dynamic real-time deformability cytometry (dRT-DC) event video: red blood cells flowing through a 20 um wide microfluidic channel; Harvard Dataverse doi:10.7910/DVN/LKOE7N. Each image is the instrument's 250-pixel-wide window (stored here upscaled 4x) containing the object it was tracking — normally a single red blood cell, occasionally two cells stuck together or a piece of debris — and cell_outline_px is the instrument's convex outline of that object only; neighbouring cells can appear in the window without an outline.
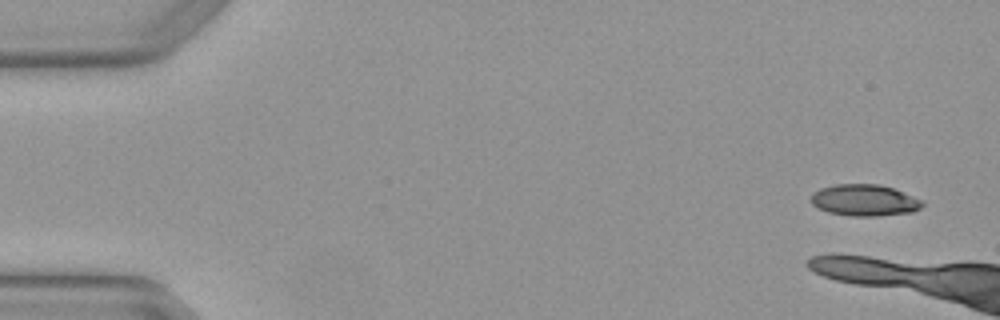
{"species": "Egyptian fruit bat (a non-hibernating species)", "species_latin": "Rousettus aegyptiacus", "temperature_condition": "warm", "stored_images_in_passage": 3, "segment_of_instrument_passage": [2, 2], "camera_frame_rate_fps": 3000, "um_per_image_px": 0.085, "animal": {"sex": "female"}, "frame": {"image": 1, "passage_image": 3, "time_ms": 0.667, "image_size_px": [1000, 320], "cell_outline_px": [[924, 204], [920, 208], [912, 212], [876, 216], [852, 216], [828, 212], [812, 204], [812, 192], [820, 188], [836, 184], [880, 184], [892, 188], [924, 200]], "centroid_in_image_um": [73.5, 17.01], "position_along_channel_um": 11.5, "area_um2": 20.4}}